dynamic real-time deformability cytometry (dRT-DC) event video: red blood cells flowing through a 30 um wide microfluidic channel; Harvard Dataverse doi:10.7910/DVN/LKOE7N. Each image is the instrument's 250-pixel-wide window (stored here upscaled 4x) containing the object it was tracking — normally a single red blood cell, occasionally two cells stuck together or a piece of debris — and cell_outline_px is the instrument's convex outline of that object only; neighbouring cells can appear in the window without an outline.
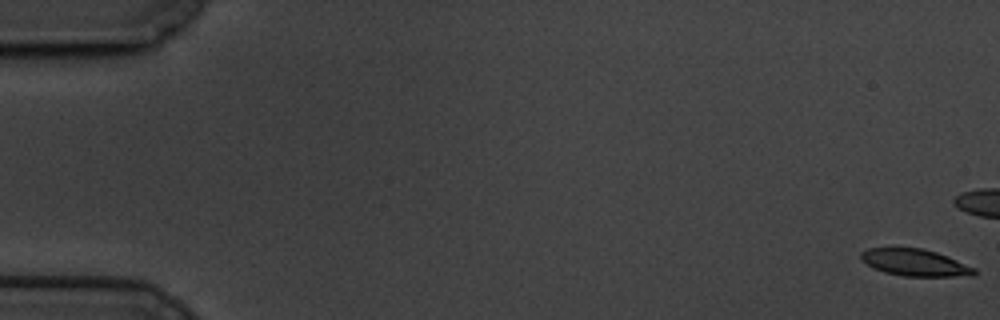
{"species": "common noctule bat (a hibernating species)", "species_latin": "Nyctalus noctula", "temperature_condition": "cold", "stored_images_in_passage": 61, "camera_frame_rate_fps": 3000, "um_per_image_px": 0.085, "animal": {"sex": "male", "body_mass_g": 19.5, "forearm_length_mm": 54.6}, "frame": {"image": 1, "passage_image": 1, "time_ms": 0.0, "image_size_px": [1000, 320], "cell_outline_px": [[976, 276], [904, 276], [884, 272], [872, 268], [860, 260], [860, 252], [868, 248], [924, 248], [936, 252], [976, 268]], "centroid_in_image_um": [77.75, 22.32], "position_along_channel_um": 7.3, "area_um2": 17.86}}
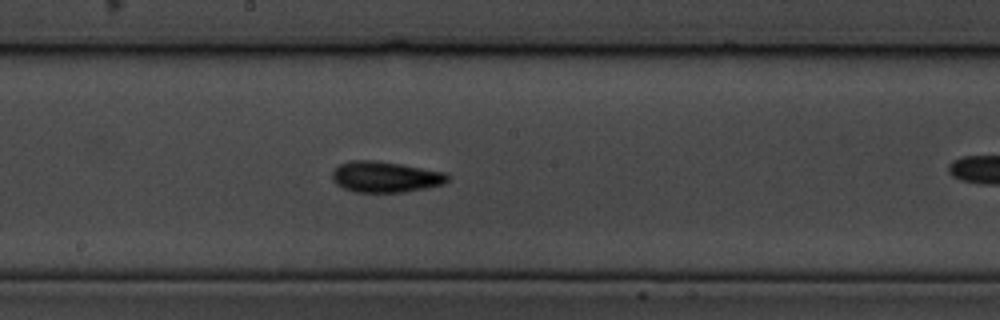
{"frame": {"image": 2, "passage_image": 33, "time_ms": 10.667, "image_size_px": [1000, 320], "cell_outline_px": [[448, 180], [444, 184], [404, 192], [356, 192], [344, 188], [336, 184], [332, 180], [332, 172], [340, 164], [352, 160], [376, 160], [448, 172]], "centroid_in_image_um": [32.76, 15.03], "position_along_channel_um": 215.4, "area_um2": 20.81}}
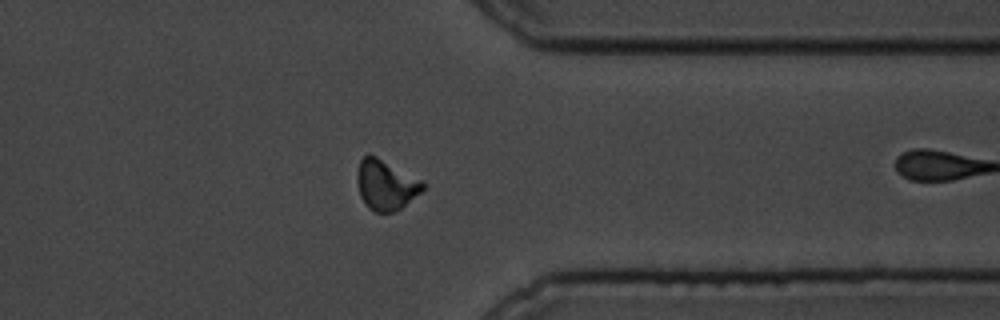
{"frame": {"image": 3, "passage_image": 48, "time_ms": 15.667, "image_size_px": [1000, 320], "cell_outline_px": [[424, 188], [420, 192], [400, 208], [392, 212], [372, 212], [364, 204], [360, 196], [356, 180], [356, 172], [360, 160], [368, 152], [376, 156], [420, 180], [424, 184]], "centroid_in_image_um": [32.71, 15.71], "position_along_channel_um": 378.7, "area_um2": 19.02}, "authors_computed_cell_mechanics": {"area_um2": 19.0162, "velocity_mm_per_s": 3.3671, "shape_relaxation_time_tau1_ms": 3.6132, "shape_relaxation_time_tau2_ms": 2.4443, "deformation_change_tau1": 0.1245, "deformation_change_tau2": 0.0813}}